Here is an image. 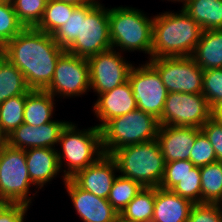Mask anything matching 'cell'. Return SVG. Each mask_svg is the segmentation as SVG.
I'll use <instances>...</instances> for the list:
<instances>
[{"mask_svg":"<svg viewBox=\"0 0 222 222\" xmlns=\"http://www.w3.org/2000/svg\"><path fill=\"white\" fill-rule=\"evenodd\" d=\"M199 130L197 127L161 125L156 140L165 162L189 160Z\"/></svg>","mask_w":222,"mask_h":222,"instance_id":"ac0fdd59","label":"cell"},{"mask_svg":"<svg viewBox=\"0 0 222 222\" xmlns=\"http://www.w3.org/2000/svg\"><path fill=\"white\" fill-rule=\"evenodd\" d=\"M77 6L57 0H48L43 16L35 27L47 34H52L63 24H66L69 16Z\"/></svg>","mask_w":222,"mask_h":222,"instance_id":"83f0119b","label":"cell"},{"mask_svg":"<svg viewBox=\"0 0 222 222\" xmlns=\"http://www.w3.org/2000/svg\"><path fill=\"white\" fill-rule=\"evenodd\" d=\"M201 130L213 146L217 161L222 162V125L211 117L201 127Z\"/></svg>","mask_w":222,"mask_h":222,"instance_id":"74e56055","label":"cell"},{"mask_svg":"<svg viewBox=\"0 0 222 222\" xmlns=\"http://www.w3.org/2000/svg\"><path fill=\"white\" fill-rule=\"evenodd\" d=\"M212 118L222 125V105L212 110Z\"/></svg>","mask_w":222,"mask_h":222,"instance_id":"60d3db41","label":"cell"},{"mask_svg":"<svg viewBox=\"0 0 222 222\" xmlns=\"http://www.w3.org/2000/svg\"><path fill=\"white\" fill-rule=\"evenodd\" d=\"M148 63L159 73L168 93L202 94V70L191 56L151 58Z\"/></svg>","mask_w":222,"mask_h":222,"instance_id":"ba28073f","label":"cell"},{"mask_svg":"<svg viewBox=\"0 0 222 222\" xmlns=\"http://www.w3.org/2000/svg\"><path fill=\"white\" fill-rule=\"evenodd\" d=\"M69 122L56 121L32 126L22 123L6 136V144L12 148L27 150L30 148H55L62 130Z\"/></svg>","mask_w":222,"mask_h":222,"instance_id":"5bb4252c","label":"cell"},{"mask_svg":"<svg viewBox=\"0 0 222 222\" xmlns=\"http://www.w3.org/2000/svg\"><path fill=\"white\" fill-rule=\"evenodd\" d=\"M137 109V102L133 98V91L129 81L113 88L112 90L98 94V99L93 105V111L101 129L109 120L122 116Z\"/></svg>","mask_w":222,"mask_h":222,"instance_id":"e0dca14e","label":"cell"},{"mask_svg":"<svg viewBox=\"0 0 222 222\" xmlns=\"http://www.w3.org/2000/svg\"><path fill=\"white\" fill-rule=\"evenodd\" d=\"M188 222H222V204H194L191 209Z\"/></svg>","mask_w":222,"mask_h":222,"instance_id":"8d00e7d4","label":"cell"},{"mask_svg":"<svg viewBox=\"0 0 222 222\" xmlns=\"http://www.w3.org/2000/svg\"><path fill=\"white\" fill-rule=\"evenodd\" d=\"M194 167L195 165L189 160H175L167 162L165 165L164 175L159 187L171 190Z\"/></svg>","mask_w":222,"mask_h":222,"instance_id":"d590c367","label":"cell"},{"mask_svg":"<svg viewBox=\"0 0 222 222\" xmlns=\"http://www.w3.org/2000/svg\"><path fill=\"white\" fill-rule=\"evenodd\" d=\"M108 15L112 49L143 51L151 59L154 17H148L140 9L122 6L109 8Z\"/></svg>","mask_w":222,"mask_h":222,"instance_id":"5b68a950","label":"cell"},{"mask_svg":"<svg viewBox=\"0 0 222 222\" xmlns=\"http://www.w3.org/2000/svg\"><path fill=\"white\" fill-rule=\"evenodd\" d=\"M202 95L212 110L222 105V68L204 70Z\"/></svg>","mask_w":222,"mask_h":222,"instance_id":"d6a6232c","label":"cell"},{"mask_svg":"<svg viewBox=\"0 0 222 222\" xmlns=\"http://www.w3.org/2000/svg\"><path fill=\"white\" fill-rule=\"evenodd\" d=\"M171 190L177 195L189 199L194 204L201 203L200 167L195 166Z\"/></svg>","mask_w":222,"mask_h":222,"instance_id":"836d02e7","label":"cell"},{"mask_svg":"<svg viewBox=\"0 0 222 222\" xmlns=\"http://www.w3.org/2000/svg\"><path fill=\"white\" fill-rule=\"evenodd\" d=\"M137 108L159 119L163 113L168 91L159 73L148 63L131 68L128 76Z\"/></svg>","mask_w":222,"mask_h":222,"instance_id":"7c38bea8","label":"cell"},{"mask_svg":"<svg viewBox=\"0 0 222 222\" xmlns=\"http://www.w3.org/2000/svg\"><path fill=\"white\" fill-rule=\"evenodd\" d=\"M143 186L130 178L117 175L107 197L108 202L120 214L121 211L142 190Z\"/></svg>","mask_w":222,"mask_h":222,"instance_id":"f546056e","label":"cell"},{"mask_svg":"<svg viewBox=\"0 0 222 222\" xmlns=\"http://www.w3.org/2000/svg\"><path fill=\"white\" fill-rule=\"evenodd\" d=\"M118 167L110 155H103L96 163L78 171L71 179L95 196L107 199L116 179Z\"/></svg>","mask_w":222,"mask_h":222,"instance_id":"2e32d148","label":"cell"},{"mask_svg":"<svg viewBox=\"0 0 222 222\" xmlns=\"http://www.w3.org/2000/svg\"><path fill=\"white\" fill-rule=\"evenodd\" d=\"M113 222H129L123 219L120 215Z\"/></svg>","mask_w":222,"mask_h":222,"instance_id":"7bdbcfd3","label":"cell"},{"mask_svg":"<svg viewBox=\"0 0 222 222\" xmlns=\"http://www.w3.org/2000/svg\"><path fill=\"white\" fill-rule=\"evenodd\" d=\"M6 145V135L0 129V149Z\"/></svg>","mask_w":222,"mask_h":222,"instance_id":"b9f144b4","label":"cell"},{"mask_svg":"<svg viewBox=\"0 0 222 222\" xmlns=\"http://www.w3.org/2000/svg\"><path fill=\"white\" fill-rule=\"evenodd\" d=\"M154 16L151 58L191 56L203 29L182 8Z\"/></svg>","mask_w":222,"mask_h":222,"instance_id":"7a4b0ae2","label":"cell"},{"mask_svg":"<svg viewBox=\"0 0 222 222\" xmlns=\"http://www.w3.org/2000/svg\"><path fill=\"white\" fill-rule=\"evenodd\" d=\"M201 203L222 204V162L200 167Z\"/></svg>","mask_w":222,"mask_h":222,"instance_id":"484cf974","label":"cell"},{"mask_svg":"<svg viewBox=\"0 0 222 222\" xmlns=\"http://www.w3.org/2000/svg\"><path fill=\"white\" fill-rule=\"evenodd\" d=\"M108 13L109 9L98 1L86 17H81L80 36L66 51L88 58L112 49Z\"/></svg>","mask_w":222,"mask_h":222,"instance_id":"9c48e42d","label":"cell"},{"mask_svg":"<svg viewBox=\"0 0 222 222\" xmlns=\"http://www.w3.org/2000/svg\"><path fill=\"white\" fill-rule=\"evenodd\" d=\"M64 51L52 34L26 27L4 45L1 54L22 72L31 90H44L51 83Z\"/></svg>","mask_w":222,"mask_h":222,"instance_id":"6da1fadb","label":"cell"},{"mask_svg":"<svg viewBox=\"0 0 222 222\" xmlns=\"http://www.w3.org/2000/svg\"><path fill=\"white\" fill-rule=\"evenodd\" d=\"M76 124L69 122L62 130L58 144L62 149L57 150L60 169L64 166L63 180L70 179L78 171L96 163L104 154L102 148L101 131L95 125L88 129H78ZM64 157V158H63Z\"/></svg>","mask_w":222,"mask_h":222,"instance_id":"3957f363","label":"cell"},{"mask_svg":"<svg viewBox=\"0 0 222 222\" xmlns=\"http://www.w3.org/2000/svg\"><path fill=\"white\" fill-rule=\"evenodd\" d=\"M191 57L202 70L222 68V29L203 30Z\"/></svg>","mask_w":222,"mask_h":222,"instance_id":"44dd1931","label":"cell"},{"mask_svg":"<svg viewBox=\"0 0 222 222\" xmlns=\"http://www.w3.org/2000/svg\"><path fill=\"white\" fill-rule=\"evenodd\" d=\"M168 1H170V0H168ZM171 1L172 2H177V1L180 2L181 1L182 3H184L185 0H171Z\"/></svg>","mask_w":222,"mask_h":222,"instance_id":"ee69618b","label":"cell"},{"mask_svg":"<svg viewBox=\"0 0 222 222\" xmlns=\"http://www.w3.org/2000/svg\"><path fill=\"white\" fill-rule=\"evenodd\" d=\"M111 157L121 175L143 187H159L165 171V159L157 140L123 147Z\"/></svg>","mask_w":222,"mask_h":222,"instance_id":"277c9868","label":"cell"},{"mask_svg":"<svg viewBox=\"0 0 222 222\" xmlns=\"http://www.w3.org/2000/svg\"><path fill=\"white\" fill-rule=\"evenodd\" d=\"M8 2H9L8 0H0V4L8 3Z\"/></svg>","mask_w":222,"mask_h":222,"instance_id":"f6af8a7d","label":"cell"},{"mask_svg":"<svg viewBox=\"0 0 222 222\" xmlns=\"http://www.w3.org/2000/svg\"><path fill=\"white\" fill-rule=\"evenodd\" d=\"M24 28L17 18L12 2L0 4V53L4 45Z\"/></svg>","mask_w":222,"mask_h":222,"instance_id":"1f68e13d","label":"cell"},{"mask_svg":"<svg viewBox=\"0 0 222 222\" xmlns=\"http://www.w3.org/2000/svg\"><path fill=\"white\" fill-rule=\"evenodd\" d=\"M159 127L156 117L138 108L109 120L100 129L104 154L111 156L123 147L156 140Z\"/></svg>","mask_w":222,"mask_h":222,"instance_id":"8992f818","label":"cell"},{"mask_svg":"<svg viewBox=\"0 0 222 222\" xmlns=\"http://www.w3.org/2000/svg\"><path fill=\"white\" fill-rule=\"evenodd\" d=\"M48 0H14L15 13L20 23L26 27H36L45 10Z\"/></svg>","mask_w":222,"mask_h":222,"instance_id":"4dcf8cb0","label":"cell"},{"mask_svg":"<svg viewBox=\"0 0 222 222\" xmlns=\"http://www.w3.org/2000/svg\"><path fill=\"white\" fill-rule=\"evenodd\" d=\"M54 97L45 90H30L26 94L23 123L32 126L53 121Z\"/></svg>","mask_w":222,"mask_h":222,"instance_id":"7402d4cb","label":"cell"},{"mask_svg":"<svg viewBox=\"0 0 222 222\" xmlns=\"http://www.w3.org/2000/svg\"><path fill=\"white\" fill-rule=\"evenodd\" d=\"M212 117V109L202 94L170 92L165 100L161 125L201 127Z\"/></svg>","mask_w":222,"mask_h":222,"instance_id":"30bf717a","label":"cell"},{"mask_svg":"<svg viewBox=\"0 0 222 222\" xmlns=\"http://www.w3.org/2000/svg\"><path fill=\"white\" fill-rule=\"evenodd\" d=\"M25 157L30 180L39 189L62 172L56 149L30 148L25 150Z\"/></svg>","mask_w":222,"mask_h":222,"instance_id":"d6986e66","label":"cell"},{"mask_svg":"<svg viewBox=\"0 0 222 222\" xmlns=\"http://www.w3.org/2000/svg\"><path fill=\"white\" fill-rule=\"evenodd\" d=\"M96 3L92 2L84 6H77L67 19L66 24H63L52 33L53 39L63 50H67L80 36L81 17H86L87 12Z\"/></svg>","mask_w":222,"mask_h":222,"instance_id":"4316f807","label":"cell"},{"mask_svg":"<svg viewBox=\"0 0 222 222\" xmlns=\"http://www.w3.org/2000/svg\"><path fill=\"white\" fill-rule=\"evenodd\" d=\"M120 52L110 49L87 58L90 74V89L101 94L128 81L133 65L123 59Z\"/></svg>","mask_w":222,"mask_h":222,"instance_id":"4fadbf2b","label":"cell"},{"mask_svg":"<svg viewBox=\"0 0 222 222\" xmlns=\"http://www.w3.org/2000/svg\"><path fill=\"white\" fill-rule=\"evenodd\" d=\"M194 203L172 190L155 187L152 222H188Z\"/></svg>","mask_w":222,"mask_h":222,"instance_id":"ffe728a7","label":"cell"},{"mask_svg":"<svg viewBox=\"0 0 222 222\" xmlns=\"http://www.w3.org/2000/svg\"><path fill=\"white\" fill-rule=\"evenodd\" d=\"M30 90L22 72L0 53V104L10 97L26 95Z\"/></svg>","mask_w":222,"mask_h":222,"instance_id":"cb8c5ba5","label":"cell"},{"mask_svg":"<svg viewBox=\"0 0 222 222\" xmlns=\"http://www.w3.org/2000/svg\"><path fill=\"white\" fill-rule=\"evenodd\" d=\"M182 8L203 30L222 29V0H185Z\"/></svg>","mask_w":222,"mask_h":222,"instance_id":"603a6c76","label":"cell"},{"mask_svg":"<svg viewBox=\"0 0 222 222\" xmlns=\"http://www.w3.org/2000/svg\"><path fill=\"white\" fill-rule=\"evenodd\" d=\"M25 150L4 145L0 149V203H21L30 206V186Z\"/></svg>","mask_w":222,"mask_h":222,"instance_id":"52a82bcc","label":"cell"},{"mask_svg":"<svg viewBox=\"0 0 222 222\" xmlns=\"http://www.w3.org/2000/svg\"><path fill=\"white\" fill-rule=\"evenodd\" d=\"M26 95L10 97L0 104V129L7 136L24 120Z\"/></svg>","mask_w":222,"mask_h":222,"instance_id":"f1b7e54d","label":"cell"},{"mask_svg":"<svg viewBox=\"0 0 222 222\" xmlns=\"http://www.w3.org/2000/svg\"><path fill=\"white\" fill-rule=\"evenodd\" d=\"M189 161L197 167L217 161L214 148L201 129L196 133V139L190 153Z\"/></svg>","mask_w":222,"mask_h":222,"instance_id":"e575fe53","label":"cell"},{"mask_svg":"<svg viewBox=\"0 0 222 222\" xmlns=\"http://www.w3.org/2000/svg\"><path fill=\"white\" fill-rule=\"evenodd\" d=\"M63 182L74 209L83 222H113L119 216L107 199L81 189L71 178Z\"/></svg>","mask_w":222,"mask_h":222,"instance_id":"9a60e30c","label":"cell"},{"mask_svg":"<svg viewBox=\"0 0 222 222\" xmlns=\"http://www.w3.org/2000/svg\"><path fill=\"white\" fill-rule=\"evenodd\" d=\"M90 89V74L87 58L66 50L59 56L51 83L44 89L53 97H76Z\"/></svg>","mask_w":222,"mask_h":222,"instance_id":"8fae6325","label":"cell"},{"mask_svg":"<svg viewBox=\"0 0 222 222\" xmlns=\"http://www.w3.org/2000/svg\"><path fill=\"white\" fill-rule=\"evenodd\" d=\"M57 1L70 3V4H73L75 6H84V5H87V4L92 3V2H98L97 0H57Z\"/></svg>","mask_w":222,"mask_h":222,"instance_id":"ab89813d","label":"cell"},{"mask_svg":"<svg viewBox=\"0 0 222 222\" xmlns=\"http://www.w3.org/2000/svg\"><path fill=\"white\" fill-rule=\"evenodd\" d=\"M28 209L21 203H0V222H24Z\"/></svg>","mask_w":222,"mask_h":222,"instance_id":"f35d334b","label":"cell"},{"mask_svg":"<svg viewBox=\"0 0 222 222\" xmlns=\"http://www.w3.org/2000/svg\"><path fill=\"white\" fill-rule=\"evenodd\" d=\"M154 203L155 187H143L119 215L129 222H152Z\"/></svg>","mask_w":222,"mask_h":222,"instance_id":"d4e9b609","label":"cell"}]
</instances>
